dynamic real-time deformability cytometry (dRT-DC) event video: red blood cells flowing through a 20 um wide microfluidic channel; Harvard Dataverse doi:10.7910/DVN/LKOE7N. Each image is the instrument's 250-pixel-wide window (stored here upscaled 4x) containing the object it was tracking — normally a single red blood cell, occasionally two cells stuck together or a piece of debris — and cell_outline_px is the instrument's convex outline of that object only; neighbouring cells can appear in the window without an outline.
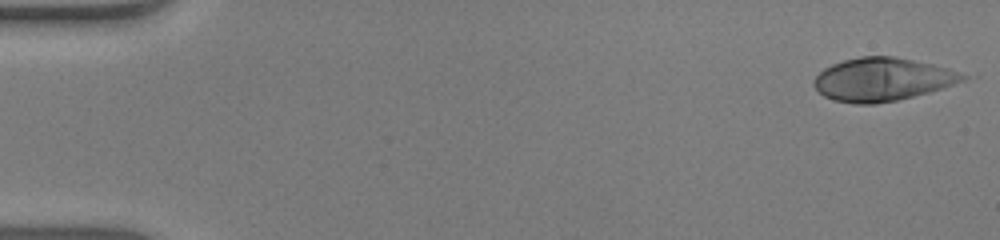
{"species": "human", "species_latin": "Homo sapiens", "temperature_condition": "warm", "stored_images_in_passage": 52, "camera_frame_rate_fps": 3000, "um_per_image_px": 0.085, "donor": {"sex": "male"}, "frame": {"image": 1, "passage_image": 1, "time_ms": 0.0, "image_size_px": [1000, 240], "cell_outline_px": [[968, 76], [964, 80], [944, 88], [896, 100], [876, 104], [856, 104], [832, 100], [824, 96], [812, 84], [812, 80], [824, 68], [832, 64], [844, 60], [860, 56], [896, 56], [932, 64], [948, 68]], "centroid_in_image_um": [74.97, 6.75], "position_along_channel_um": 10.0, "area_um2": 37.4}}
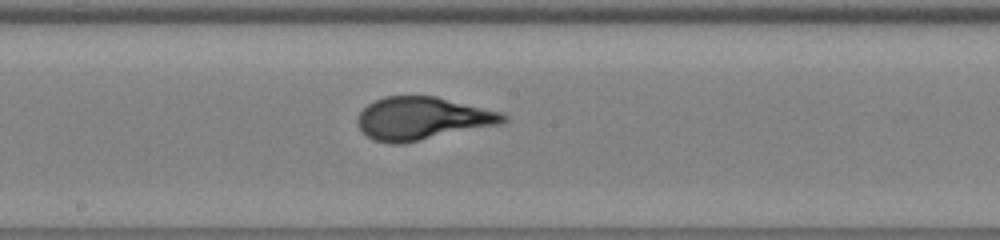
{"frame": {"image": 2, "passage_image": 28, "time_ms": 9.0, "image_size_px": [1000, 240], "cell_outline_px": [[508, 120], [500, 124], [404, 144], [388, 144], [376, 140], [368, 136], [356, 124], [356, 120], [360, 112], [368, 104], [384, 96], [436, 96], [500, 112], [508, 116]], "centroid_in_image_um": [35.89, 10.08], "position_along_channel_um": 212.3, "area_um2": 36.3}}
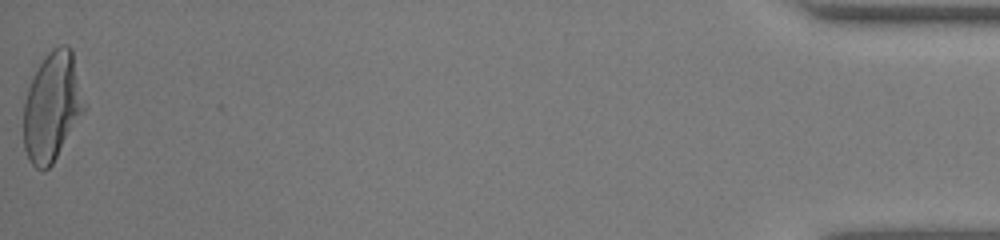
{"frame": {"image": 3, "passage_image": 52, "time_ms": 17.0, "image_size_px": [1000, 240], "cell_outline_px": [[88, 108], [52, 164], [48, 168], [36, 168], [32, 164], [24, 148], [24, 104], [28, 88], [32, 76], [44, 56], [52, 48], [60, 44], [68, 44], [72, 48]], "centroid_in_image_um": [4.48, 9.01], "position_along_channel_um": 430.7, "area_um2": 39.13}}